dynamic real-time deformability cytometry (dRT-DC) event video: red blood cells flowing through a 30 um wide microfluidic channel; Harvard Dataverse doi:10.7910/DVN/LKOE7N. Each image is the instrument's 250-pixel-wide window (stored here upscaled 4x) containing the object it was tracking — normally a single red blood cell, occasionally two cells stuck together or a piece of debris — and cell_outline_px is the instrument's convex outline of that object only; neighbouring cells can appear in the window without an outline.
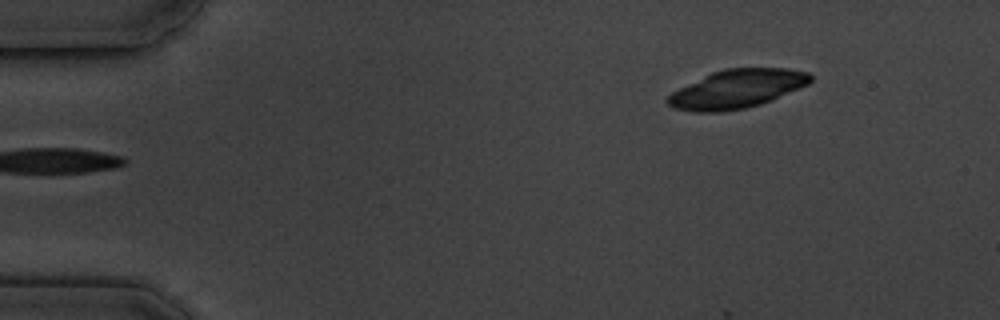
{"species": "common noctule bat (a hibernating species)", "species_latin": "Nyctalus noctula", "temperature_condition": "cold", "stored_images_in_passage": 3, "camera_frame_rate_fps": 3000, "um_per_image_px": 0.085, "animal": {"sex": "male", "body_mass_g": 19.5, "forearm_length_mm": 54.6}, "frame": {"image": 1, "passage_image": 1, "time_ms": 0.0, "image_size_px": [1000, 320], "cell_outline_px": [[812, 80], [808, 84], [772, 100], [760, 104], [744, 108], [720, 112], [696, 112], [676, 108], [668, 104], [664, 100], [672, 92], [712, 72], [724, 68], [788, 68], [808, 72], [812, 76]], "centroid_in_image_um": [62.66, 7.55], "position_along_channel_um": 22.3, "area_um2": 31.85}}